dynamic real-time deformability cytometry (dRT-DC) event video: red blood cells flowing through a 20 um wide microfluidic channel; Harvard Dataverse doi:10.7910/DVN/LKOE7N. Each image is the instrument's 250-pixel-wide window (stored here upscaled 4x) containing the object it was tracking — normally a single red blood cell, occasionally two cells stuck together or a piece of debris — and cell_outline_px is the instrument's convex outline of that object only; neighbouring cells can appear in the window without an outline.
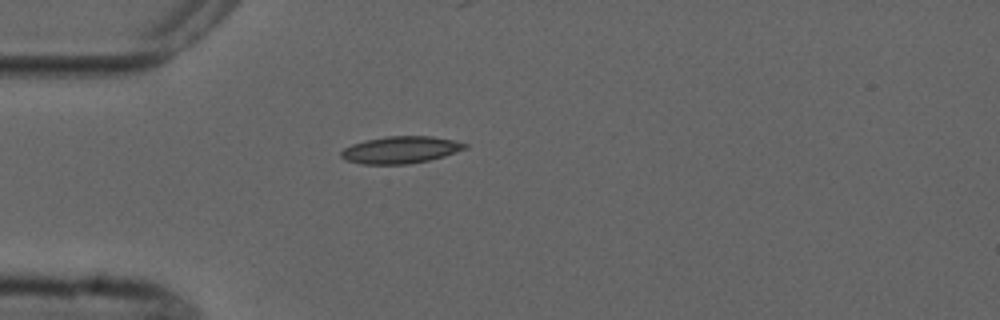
{"species": "common noctule bat (a hibernating species)", "species_latin": "Nyctalus noctula", "temperature_condition": "cold", "stored_images_in_passage": 1, "camera_frame_rate_fps": 3000, "um_per_image_px": 0.085, "animal": {"sex": "male", "forearm_length_mm": 52.5}, "frame": {"image": 1, "passage_image": 1, "time_ms": 0.0, "image_size_px": [1000, 320], "cell_outline_px": [[468, 148], [444, 156], [428, 160], [408, 164], [364, 164], [344, 160], [340, 156], [340, 152], [344, 148], [352, 144], [364, 140], [388, 136], [432, 136], [452, 140], [468, 144]], "centroid_in_image_um": [34.03, 12.73], "position_along_channel_um": 51.0, "area_um2": 19.54}}